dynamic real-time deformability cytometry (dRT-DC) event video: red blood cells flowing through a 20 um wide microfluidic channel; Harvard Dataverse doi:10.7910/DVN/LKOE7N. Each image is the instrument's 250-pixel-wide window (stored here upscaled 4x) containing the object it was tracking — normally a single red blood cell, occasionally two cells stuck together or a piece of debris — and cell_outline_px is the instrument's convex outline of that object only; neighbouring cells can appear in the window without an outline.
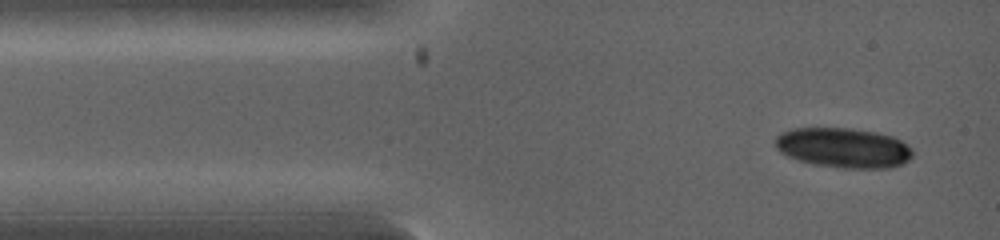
{"species": "common noctule bat (a hibernating species)", "species_latin": "Nyctalus noctula", "temperature_condition": "warm", "stored_images_in_passage": 2, "camera_frame_rate_fps": 5000, "um_per_image_px": 0.085, "animal": {"sex": "female", "body_mass_g": 19.0, "forearm_length_mm": 53.3}, "frame": {"image": 1, "passage_image": 2, "time_ms": 0.6, "image_size_px": [1000, 240], "cell_outline_px": [[912, 156], [904, 164], [888, 168], [840, 168], [812, 164], [788, 156], [780, 152], [776, 148], [776, 136], [780, 132], [792, 128], [852, 128], [876, 132], [892, 136], [900, 140], [912, 148]], "centroid_in_image_um": [71.69, 12.56], "position_along_channel_um": 13.3, "area_um2": 32.14}}